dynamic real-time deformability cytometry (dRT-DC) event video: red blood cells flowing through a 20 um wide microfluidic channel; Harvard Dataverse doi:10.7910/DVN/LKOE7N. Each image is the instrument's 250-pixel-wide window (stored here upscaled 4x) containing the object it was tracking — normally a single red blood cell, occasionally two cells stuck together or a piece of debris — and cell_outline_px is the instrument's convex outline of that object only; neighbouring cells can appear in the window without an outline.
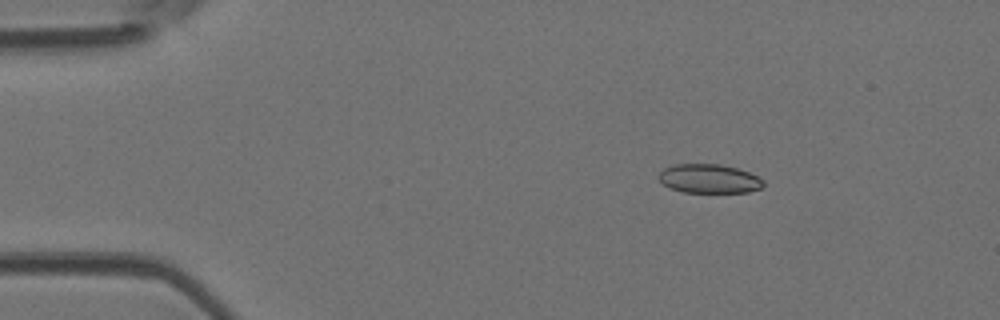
{"species": "Egyptian fruit bat (a non-hibernating species)", "species_latin": "Rousettus aegyptiacus", "temperature_condition": "room temperature", "stored_images_in_passage": 5, "camera_frame_rate_fps": 3000, "um_per_image_px": 0.085, "animal": {"sex": "female"}, "frame": {"image": 1, "passage_image": 3, "time_ms": 0.667, "image_size_px": [1000, 320], "cell_outline_px": [[764, 184], [760, 188], [748, 192], [684, 192], [672, 188], [664, 184], [656, 176], [664, 168], [676, 164], [720, 164], [736, 168], [748, 172], [764, 180]], "centroid_in_image_um": [60.26, 15.18], "position_along_channel_um": 24.7, "area_um2": 17.51}}
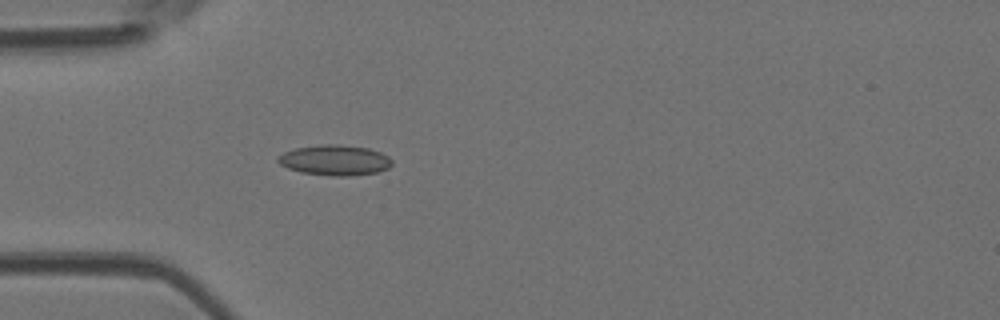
{"frame": {"image": 2, "passage_image": 5, "time_ms": 1.333, "image_size_px": [1000, 320], "cell_outline_px": [[392, 164], [388, 168], [376, 172], [348, 176], [332, 176], [300, 172], [288, 168], [280, 164], [276, 160], [276, 156], [284, 152], [296, 148], [324, 144], [336, 144], [368, 148], [380, 152], [388, 156], [392, 160]], "centroid_in_image_um": [28.44, 13.61], "position_along_channel_um": 56.6, "area_um2": 20.17}}